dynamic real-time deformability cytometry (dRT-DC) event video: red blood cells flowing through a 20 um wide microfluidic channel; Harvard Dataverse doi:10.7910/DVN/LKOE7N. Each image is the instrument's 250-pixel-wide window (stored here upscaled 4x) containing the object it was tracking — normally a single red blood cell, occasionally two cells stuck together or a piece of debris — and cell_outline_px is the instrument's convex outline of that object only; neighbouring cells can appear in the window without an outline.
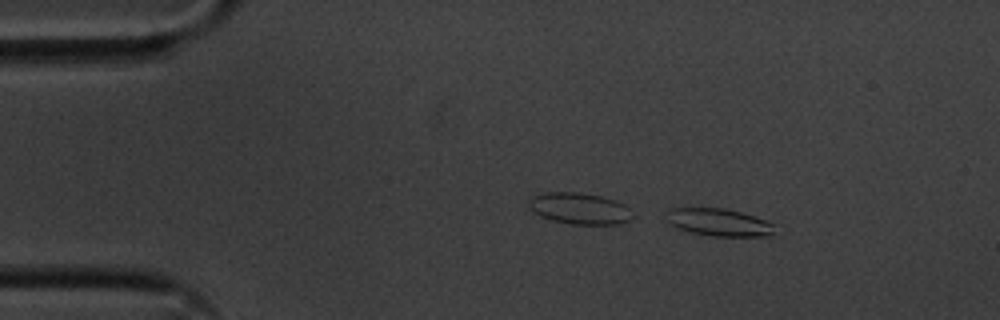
{"species": "common noctule bat (a hibernating species)", "species_latin": "Nyctalus noctula", "temperature_condition": "cold", "stored_images_in_passage": 49, "camera_frame_rate_fps": 3000, "um_per_image_px": 0.085, "animal": {"sex": "male", "body_mass_g": 20.1, "forearm_length_mm": 53.5}, "frame": {"image": 1, "passage_image": 1, "time_ms": 0.0, "image_size_px": [1000, 320], "cell_outline_px": [[772, 236], [712, 236], [692, 232], [676, 228], [664, 220], [668, 208], [724, 208], [756, 216], [772, 224]], "centroid_in_image_um": [61.03, 18.89], "position_along_channel_um": 24.0, "area_um2": 17.34}}
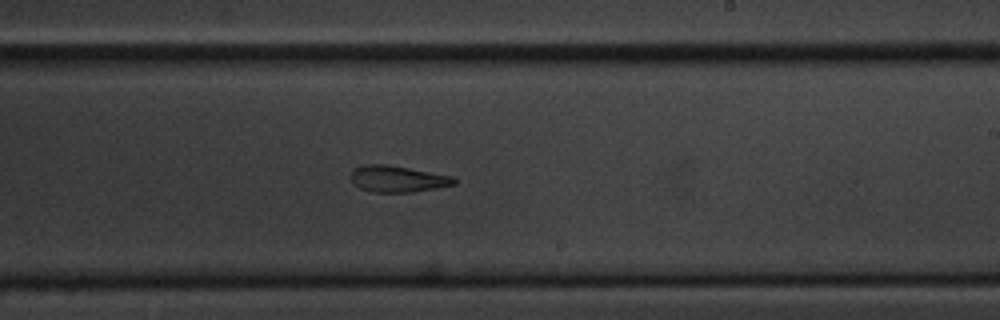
{"frame": {"image": 2, "passage_image": 26, "time_ms": 8.333, "image_size_px": [1000, 320], "cell_outline_px": [[460, 180], [456, 184], [436, 188], [412, 192], [372, 192], [360, 188], [352, 184], [348, 176], [352, 168], [364, 164], [388, 164], [452, 176]], "centroid_in_image_um": [33.74, 15.2], "position_along_channel_um": 255.3, "area_um2": 16.3}}
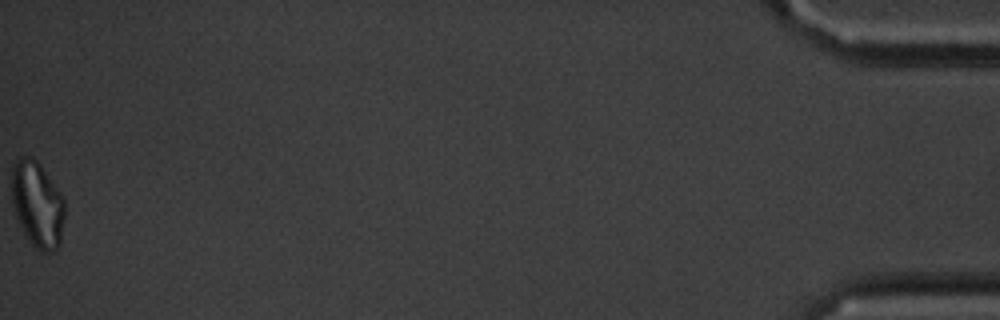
{"frame": {"image": 3, "passage_image": 49, "time_ms": 16.0, "image_size_px": [1000, 320], "cell_outline_px": [[64, 216], [60, 244], [52, 252], [40, 252], [28, 240], [16, 220], [12, 204], [12, 164], [20, 156], [32, 156], [40, 164], [60, 192], [64, 200]], "centroid_in_image_um": [3.15, 17.37], "position_along_channel_um": 432.0, "area_um2": 26.82}, "authors_computed_cell_mechanics": {"area_um2": 17.34, "velocity_mm_per_s": 3.5962, "shape_relaxation_time_tau1_ms": null, "shape_relaxation_time_tau2_ms": 3.8827, "deformation_change_tau1": null, "deformation_change_tau2": 0.1307}}